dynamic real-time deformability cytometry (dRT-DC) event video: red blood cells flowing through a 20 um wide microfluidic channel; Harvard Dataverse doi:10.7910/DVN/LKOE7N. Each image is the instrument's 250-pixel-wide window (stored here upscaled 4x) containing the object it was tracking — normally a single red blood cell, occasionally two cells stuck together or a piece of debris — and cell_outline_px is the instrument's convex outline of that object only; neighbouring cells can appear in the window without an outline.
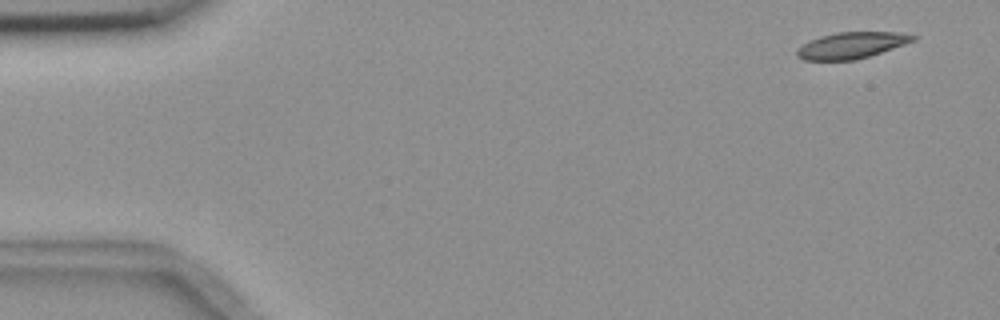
{"species": "common noctule bat (a hibernating species)", "species_latin": "Nyctalus noctula", "temperature_condition": "room temperature", "stored_images_in_passage": 5, "segment_of_instrument_passage": [1, 2], "camera_frame_rate_fps": 3000, "um_per_image_px": 0.085, "animal": {"sex": "female", "body_mass_g": 18.4}, "frame": {"image": 1, "passage_image": 1, "time_ms": 0.0, "image_size_px": [1000, 320], "cell_outline_px": [[920, 36], [916, 40], [856, 60], [804, 60], [796, 56], [796, 48], [820, 36], [836, 32], [900, 32]], "centroid_in_image_um": [72.39, 3.84], "position_along_channel_um": 12.6, "area_um2": 17.74}}
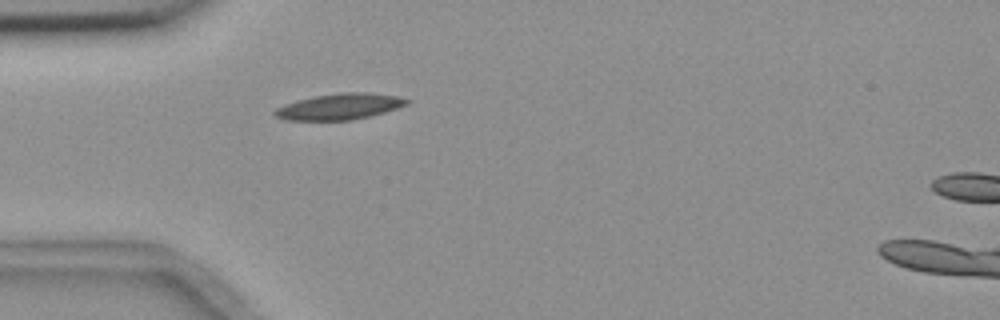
{"frame": {"image": 2, "passage_image": 4, "time_ms": 4.333, "image_size_px": [1000, 320], "cell_outline_px": [[412, 100], [408, 104], [384, 112], [352, 120], [288, 120], [276, 116], [272, 112], [276, 108], [284, 104], [296, 100], [316, 96], [340, 92], [368, 92], [396, 96]], "centroid_in_image_um": [28.86, 9.05], "position_along_channel_um": 56.1, "area_um2": 19.94}}